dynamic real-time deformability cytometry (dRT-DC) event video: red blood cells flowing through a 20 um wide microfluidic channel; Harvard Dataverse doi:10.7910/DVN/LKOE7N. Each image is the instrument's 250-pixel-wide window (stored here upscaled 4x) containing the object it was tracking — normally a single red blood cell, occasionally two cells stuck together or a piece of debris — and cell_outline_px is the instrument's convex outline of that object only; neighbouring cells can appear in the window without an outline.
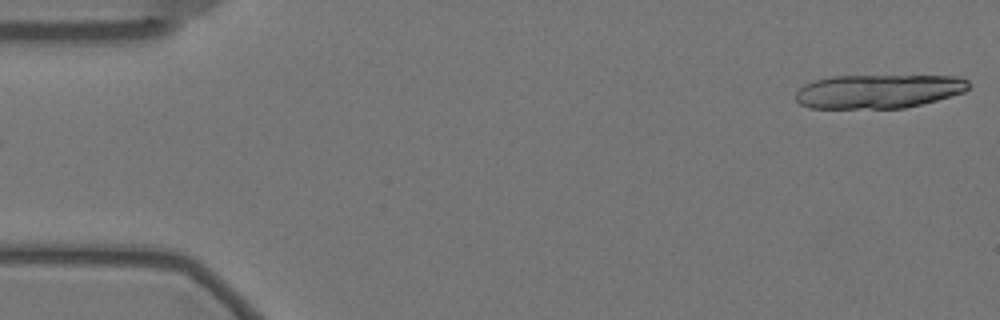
{"species": "Egyptian fruit bat (a non-hibernating species)", "species_latin": "Rousettus aegyptiacus", "temperature_condition": "warm", "stored_images_in_passage": 13, "camera_frame_rate_fps": 3000, "um_per_image_px": 0.085, "animal": {"sex": "female"}, "frame": {"image": 1, "passage_image": 1, "time_ms": 0.0, "image_size_px": [1000, 320], "cell_outline_px": [[968, 88], [964, 92], [936, 100], [904, 108], [808, 108], [800, 104], [796, 100], [796, 92], [804, 84], [816, 80], [832, 76], [956, 76], [968, 80]], "centroid_in_image_um": [74.63, 7.76], "position_along_channel_um": 10.4, "area_um2": 33.99}}